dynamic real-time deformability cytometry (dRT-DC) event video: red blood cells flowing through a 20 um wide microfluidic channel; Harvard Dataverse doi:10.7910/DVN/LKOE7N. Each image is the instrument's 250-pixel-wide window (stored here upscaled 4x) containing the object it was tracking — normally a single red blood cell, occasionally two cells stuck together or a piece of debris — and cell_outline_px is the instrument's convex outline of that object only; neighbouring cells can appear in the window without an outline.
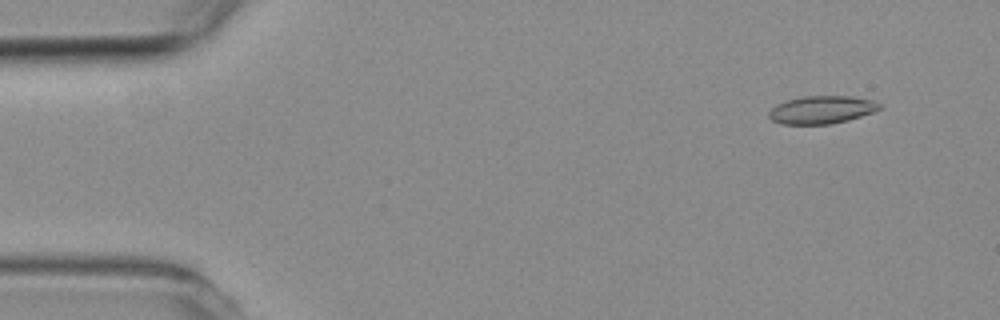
{"species": "common noctule bat (a hibernating species)", "species_latin": "Nyctalus noctula", "temperature_condition": "room temperature", "stored_images_in_passage": 6, "camera_frame_rate_fps": 3000, "um_per_image_px": 0.085, "animal": {"sex": "female", "body_mass_g": 19.3, "forearm_length_mm": 54.1}, "frame": {"image": 1, "passage_image": 2, "time_ms": 1.333, "image_size_px": [1000, 320], "cell_outline_px": [[884, 104], [880, 108], [872, 112], [848, 120], [828, 124], [784, 124], [772, 120], [768, 116], [768, 112], [776, 104], [788, 100], [804, 96], [848, 96], [872, 100]], "centroid_in_image_um": [69.84, 9.32], "position_along_channel_um": 15.2, "area_um2": 17.8}}
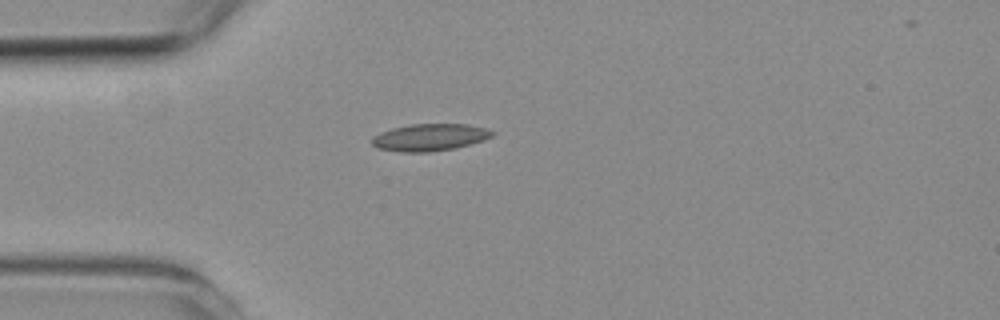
{"frame": {"image": 2, "passage_image": 5, "time_ms": 4.667, "image_size_px": [1000, 320], "cell_outline_px": [[496, 132], [492, 136], [484, 140], [456, 148], [428, 152], [400, 152], [376, 148], [372, 144], [372, 136], [380, 132], [392, 128], [408, 124], [468, 124], [488, 128]], "centroid_in_image_um": [36.53, 11.67], "position_along_channel_um": 48.5, "area_um2": 19.25}}